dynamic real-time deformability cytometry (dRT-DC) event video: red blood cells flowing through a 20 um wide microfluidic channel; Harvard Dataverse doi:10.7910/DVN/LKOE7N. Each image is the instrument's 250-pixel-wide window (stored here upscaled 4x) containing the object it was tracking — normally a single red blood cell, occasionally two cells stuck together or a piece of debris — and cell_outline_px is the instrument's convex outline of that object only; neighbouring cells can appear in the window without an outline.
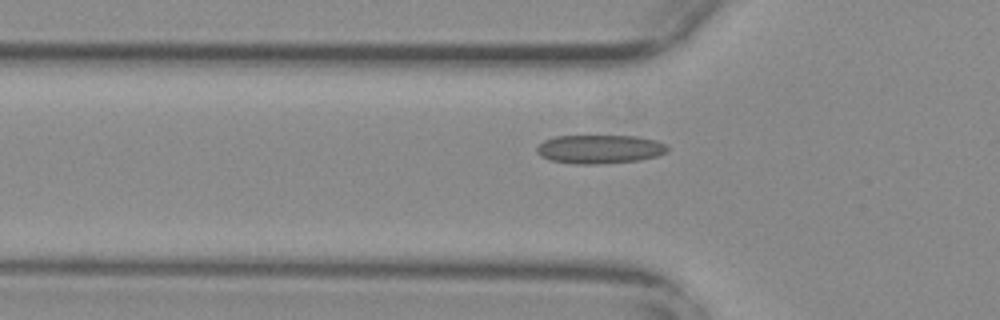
{"species": "common noctule bat (a hibernating species)", "species_latin": "Nyctalus noctula", "temperature_condition": "warm", "stored_images_in_passage": 45, "camera_frame_rate_fps": 3000, "um_per_image_px": 0.085, "animal": {"sex": "female", "body_mass_g": 29.2, "forearm_length_mm": 56.3}, "frame": {"image": 1, "passage_image": 15, "time_ms": 4.667, "image_size_px": [1000, 320], "cell_outline_px": [[668, 152], [656, 156], [640, 160], [596, 164], [572, 164], [548, 160], [540, 156], [536, 152], [536, 148], [544, 140], [556, 136], [636, 136], [656, 140], [664, 144], [668, 148]], "centroid_in_image_um": [50.94, 12.68], "position_along_channel_um": 74.9, "area_um2": 21.96}}
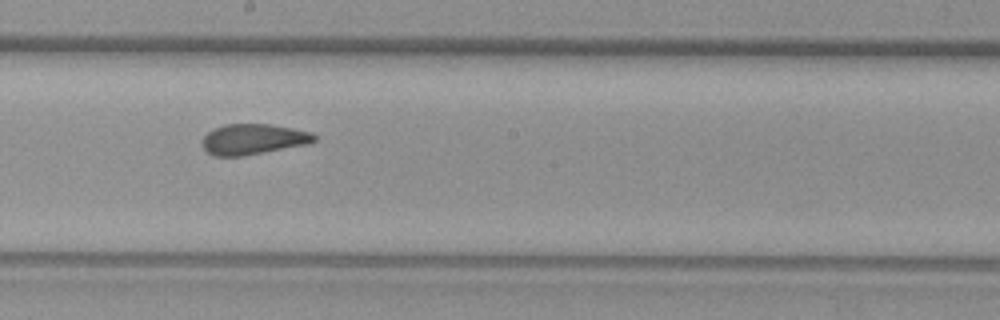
{"frame": {"image": 2, "passage_image": 27, "time_ms": 8.667, "image_size_px": [1000, 320], "cell_outline_px": [[316, 140], [308, 144], [244, 156], [212, 156], [200, 144], [204, 136], [212, 128], [224, 124], [268, 124], [292, 128], [312, 132], [316, 136]], "centroid_in_image_um": [21.49, 11.83], "position_along_channel_um": 226.7, "area_um2": 20.11}}
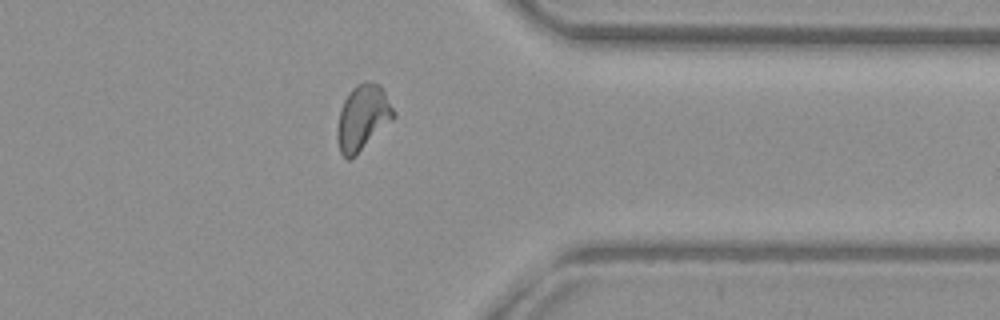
{"frame": {"image": 3, "passage_image": 40, "time_ms": 13.0, "image_size_px": [1000, 320], "cell_outline_px": [[396, 116], [356, 156], [348, 160], [340, 152], [336, 136], [336, 128], [340, 112], [344, 100], [348, 92], [356, 84], [364, 80], [368, 80], [380, 84], [396, 112]], "centroid_in_image_um": [30.83, 9.98], "position_along_channel_um": 380.6, "area_um2": 21.73}}